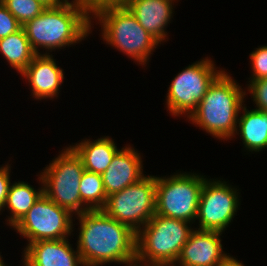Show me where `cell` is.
Returning <instances> with one entry per match:
<instances>
[{
  "label": "cell",
  "mask_w": 267,
  "mask_h": 266,
  "mask_svg": "<svg viewBox=\"0 0 267 266\" xmlns=\"http://www.w3.org/2000/svg\"><path fill=\"white\" fill-rule=\"evenodd\" d=\"M77 217L80 232L76 249L85 266L112 262L129 266L136 258L137 233L130 226L102 209L87 210Z\"/></svg>",
  "instance_id": "6da1fadb"
},
{
  "label": "cell",
  "mask_w": 267,
  "mask_h": 266,
  "mask_svg": "<svg viewBox=\"0 0 267 266\" xmlns=\"http://www.w3.org/2000/svg\"><path fill=\"white\" fill-rule=\"evenodd\" d=\"M140 153L131 146L123 147L101 174L107 197L139 182L144 176Z\"/></svg>",
  "instance_id": "4fadbf2b"
},
{
  "label": "cell",
  "mask_w": 267,
  "mask_h": 266,
  "mask_svg": "<svg viewBox=\"0 0 267 266\" xmlns=\"http://www.w3.org/2000/svg\"><path fill=\"white\" fill-rule=\"evenodd\" d=\"M249 56L253 70L251 80L267 78V46L256 48Z\"/></svg>",
  "instance_id": "603a6c76"
},
{
  "label": "cell",
  "mask_w": 267,
  "mask_h": 266,
  "mask_svg": "<svg viewBox=\"0 0 267 266\" xmlns=\"http://www.w3.org/2000/svg\"><path fill=\"white\" fill-rule=\"evenodd\" d=\"M10 166L0 167V211L4 210L10 188Z\"/></svg>",
  "instance_id": "484cf974"
},
{
  "label": "cell",
  "mask_w": 267,
  "mask_h": 266,
  "mask_svg": "<svg viewBox=\"0 0 267 266\" xmlns=\"http://www.w3.org/2000/svg\"><path fill=\"white\" fill-rule=\"evenodd\" d=\"M0 266H6V265L4 264V262H3V260H2L1 255H0Z\"/></svg>",
  "instance_id": "4dcf8cb0"
},
{
  "label": "cell",
  "mask_w": 267,
  "mask_h": 266,
  "mask_svg": "<svg viewBox=\"0 0 267 266\" xmlns=\"http://www.w3.org/2000/svg\"><path fill=\"white\" fill-rule=\"evenodd\" d=\"M72 215L43 193L13 228L29 243L64 239L73 231Z\"/></svg>",
  "instance_id": "30bf717a"
},
{
  "label": "cell",
  "mask_w": 267,
  "mask_h": 266,
  "mask_svg": "<svg viewBox=\"0 0 267 266\" xmlns=\"http://www.w3.org/2000/svg\"><path fill=\"white\" fill-rule=\"evenodd\" d=\"M240 87L223 71L209 86L189 120L216 138H233L246 95Z\"/></svg>",
  "instance_id": "3957f363"
},
{
  "label": "cell",
  "mask_w": 267,
  "mask_h": 266,
  "mask_svg": "<svg viewBox=\"0 0 267 266\" xmlns=\"http://www.w3.org/2000/svg\"><path fill=\"white\" fill-rule=\"evenodd\" d=\"M90 15L91 11L81 0H66L59 6L47 7L22 28L36 54H40L39 46L52 52L88 37L92 25Z\"/></svg>",
  "instance_id": "7a4b0ae2"
},
{
  "label": "cell",
  "mask_w": 267,
  "mask_h": 266,
  "mask_svg": "<svg viewBox=\"0 0 267 266\" xmlns=\"http://www.w3.org/2000/svg\"><path fill=\"white\" fill-rule=\"evenodd\" d=\"M129 266H173V265L167 264V263H148V262L140 261L137 258H135Z\"/></svg>",
  "instance_id": "83f0119b"
},
{
  "label": "cell",
  "mask_w": 267,
  "mask_h": 266,
  "mask_svg": "<svg viewBox=\"0 0 267 266\" xmlns=\"http://www.w3.org/2000/svg\"><path fill=\"white\" fill-rule=\"evenodd\" d=\"M155 205L156 176L145 175L139 182L108 196L102 210L137 233L155 215Z\"/></svg>",
  "instance_id": "ba28073f"
},
{
  "label": "cell",
  "mask_w": 267,
  "mask_h": 266,
  "mask_svg": "<svg viewBox=\"0 0 267 266\" xmlns=\"http://www.w3.org/2000/svg\"><path fill=\"white\" fill-rule=\"evenodd\" d=\"M175 0H125L123 4L140 25L160 43L167 37L166 28L173 13Z\"/></svg>",
  "instance_id": "2e32d148"
},
{
  "label": "cell",
  "mask_w": 267,
  "mask_h": 266,
  "mask_svg": "<svg viewBox=\"0 0 267 266\" xmlns=\"http://www.w3.org/2000/svg\"><path fill=\"white\" fill-rule=\"evenodd\" d=\"M238 190L225 181L206 179L200 195L196 220L199 230L224 232L239 205Z\"/></svg>",
  "instance_id": "8fae6325"
},
{
  "label": "cell",
  "mask_w": 267,
  "mask_h": 266,
  "mask_svg": "<svg viewBox=\"0 0 267 266\" xmlns=\"http://www.w3.org/2000/svg\"><path fill=\"white\" fill-rule=\"evenodd\" d=\"M22 25L0 2V39L19 31Z\"/></svg>",
  "instance_id": "d4e9b609"
},
{
  "label": "cell",
  "mask_w": 267,
  "mask_h": 266,
  "mask_svg": "<svg viewBox=\"0 0 267 266\" xmlns=\"http://www.w3.org/2000/svg\"><path fill=\"white\" fill-rule=\"evenodd\" d=\"M224 70H216L212 60L205 58L183 69L168 88L167 108L173 116L189 117L198 107L209 86ZM189 114V115H188Z\"/></svg>",
  "instance_id": "9c48e42d"
},
{
  "label": "cell",
  "mask_w": 267,
  "mask_h": 266,
  "mask_svg": "<svg viewBox=\"0 0 267 266\" xmlns=\"http://www.w3.org/2000/svg\"><path fill=\"white\" fill-rule=\"evenodd\" d=\"M248 91L256 104V110L267 111V78L250 80Z\"/></svg>",
  "instance_id": "cb8c5ba5"
},
{
  "label": "cell",
  "mask_w": 267,
  "mask_h": 266,
  "mask_svg": "<svg viewBox=\"0 0 267 266\" xmlns=\"http://www.w3.org/2000/svg\"><path fill=\"white\" fill-rule=\"evenodd\" d=\"M29 80L31 91L35 99L54 98L59 94L63 83L64 73L57 66L52 54H37L32 62L20 73Z\"/></svg>",
  "instance_id": "9a60e30c"
},
{
  "label": "cell",
  "mask_w": 267,
  "mask_h": 266,
  "mask_svg": "<svg viewBox=\"0 0 267 266\" xmlns=\"http://www.w3.org/2000/svg\"><path fill=\"white\" fill-rule=\"evenodd\" d=\"M91 13L100 21L102 37L107 44L126 53L139 64H147L149 55L160 42L140 25L123 3L104 4Z\"/></svg>",
  "instance_id": "277c9868"
},
{
  "label": "cell",
  "mask_w": 267,
  "mask_h": 266,
  "mask_svg": "<svg viewBox=\"0 0 267 266\" xmlns=\"http://www.w3.org/2000/svg\"><path fill=\"white\" fill-rule=\"evenodd\" d=\"M237 121V130L241 134L243 144L248 151L259 152L267 148V111L247 110L245 106Z\"/></svg>",
  "instance_id": "ac0fdd59"
},
{
  "label": "cell",
  "mask_w": 267,
  "mask_h": 266,
  "mask_svg": "<svg viewBox=\"0 0 267 266\" xmlns=\"http://www.w3.org/2000/svg\"><path fill=\"white\" fill-rule=\"evenodd\" d=\"M47 7H56L64 3L66 0H39Z\"/></svg>",
  "instance_id": "f546056e"
},
{
  "label": "cell",
  "mask_w": 267,
  "mask_h": 266,
  "mask_svg": "<svg viewBox=\"0 0 267 266\" xmlns=\"http://www.w3.org/2000/svg\"><path fill=\"white\" fill-rule=\"evenodd\" d=\"M90 11L104 4H120L123 0H81Z\"/></svg>",
  "instance_id": "4316f807"
},
{
  "label": "cell",
  "mask_w": 267,
  "mask_h": 266,
  "mask_svg": "<svg viewBox=\"0 0 267 266\" xmlns=\"http://www.w3.org/2000/svg\"><path fill=\"white\" fill-rule=\"evenodd\" d=\"M23 257L24 266H85L68 238L28 243Z\"/></svg>",
  "instance_id": "5bb4252c"
},
{
  "label": "cell",
  "mask_w": 267,
  "mask_h": 266,
  "mask_svg": "<svg viewBox=\"0 0 267 266\" xmlns=\"http://www.w3.org/2000/svg\"><path fill=\"white\" fill-rule=\"evenodd\" d=\"M86 140L75 144V146L70 145V147L81 158L86 171L102 174L119 150L109 136L98 138L95 141Z\"/></svg>",
  "instance_id": "e0dca14e"
},
{
  "label": "cell",
  "mask_w": 267,
  "mask_h": 266,
  "mask_svg": "<svg viewBox=\"0 0 267 266\" xmlns=\"http://www.w3.org/2000/svg\"><path fill=\"white\" fill-rule=\"evenodd\" d=\"M188 223L155 214L137 232L136 258L148 263L174 265L193 230Z\"/></svg>",
  "instance_id": "5b68a950"
},
{
  "label": "cell",
  "mask_w": 267,
  "mask_h": 266,
  "mask_svg": "<svg viewBox=\"0 0 267 266\" xmlns=\"http://www.w3.org/2000/svg\"><path fill=\"white\" fill-rule=\"evenodd\" d=\"M0 53L12 68L21 73L37 55L23 28L0 39Z\"/></svg>",
  "instance_id": "d6986e66"
},
{
  "label": "cell",
  "mask_w": 267,
  "mask_h": 266,
  "mask_svg": "<svg viewBox=\"0 0 267 266\" xmlns=\"http://www.w3.org/2000/svg\"><path fill=\"white\" fill-rule=\"evenodd\" d=\"M43 194V187L36 190L26 182H16L10 185L5 207L10 210L8 225L14 227L31 209Z\"/></svg>",
  "instance_id": "ffe728a7"
},
{
  "label": "cell",
  "mask_w": 267,
  "mask_h": 266,
  "mask_svg": "<svg viewBox=\"0 0 267 266\" xmlns=\"http://www.w3.org/2000/svg\"><path fill=\"white\" fill-rule=\"evenodd\" d=\"M84 170L81 158L70 146L67 147L38 177L43 186V193L71 214L79 215L90 210L81 201L79 193Z\"/></svg>",
  "instance_id": "8992f818"
},
{
  "label": "cell",
  "mask_w": 267,
  "mask_h": 266,
  "mask_svg": "<svg viewBox=\"0 0 267 266\" xmlns=\"http://www.w3.org/2000/svg\"><path fill=\"white\" fill-rule=\"evenodd\" d=\"M81 201L90 210L102 209L107 195L103 186L101 174L84 170L79 185Z\"/></svg>",
  "instance_id": "44dd1931"
},
{
  "label": "cell",
  "mask_w": 267,
  "mask_h": 266,
  "mask_svg": "<svg viewBox=\"0 0 267 266\" xmlns=\"http://www.w3.org/2000/svg\"><path fill=\"white\" fill-rule=\"evenodd\" d=\"M205 180L203 175L185 172L156 177L155 214L195 222Z\"/></svg>",
  "instance_id": "52a82bcc"
},
{
  "label": "cell",
  "mask_w": 267,
  "mask_h": 266,
  "mask_svg": "<svg viewBox=\"0 0 267 266\" xmlns=\"http://www.w3.org/2000/svg\"><path fill=\"white\" fill-rule=\"evenodd\" d=\"M0 2L22 26L39 16L47 8L39 0H0Z\"/></svg>",
  "instance_id": "7402d4cb"
},
{
  "label": "cell",
  "mask_w": 267,
  "mask_h": 266,
  "mask_svg": "<svg viewBox=\"0 0 267 266\" xmlns=\"http://www.w3.org/2000/svg\"><path fill=\"white\" fill-rule=\"evenodd\" d=\"M221 234L220 231L193 229L173 266L176 263L180 266H221L229 256L223 252Z\"/></svg>",
  "instance_id": "7c38bea8"
},
{
  "label": "cell",
  "mask_w": 267,
  "mask_h": 266,
  "mask_svg": "<svg viewBox=\"0 0 267 266\" xmlns=\"http://www.w3.org/2000/svg\"><path fill=\"white\" fill-rule=\"evenodd\" d=\"M221 266H244L240 261L236 260L235 257L230 255L224 260Z\"/></svg>",
  "instance_id": "f1b7e54d"
}]
</instances>
